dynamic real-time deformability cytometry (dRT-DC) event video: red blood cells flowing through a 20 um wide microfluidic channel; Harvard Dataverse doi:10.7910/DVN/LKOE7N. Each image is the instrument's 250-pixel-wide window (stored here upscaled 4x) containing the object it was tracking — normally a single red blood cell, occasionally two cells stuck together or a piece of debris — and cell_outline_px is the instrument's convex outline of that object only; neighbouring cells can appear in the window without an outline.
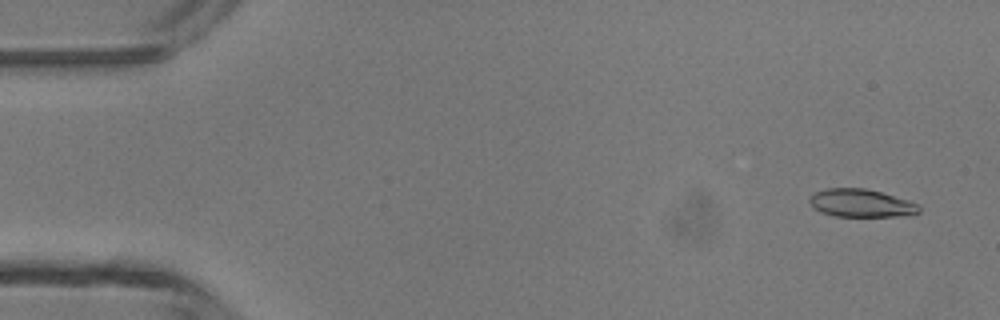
{"species": "common noctule bat (a hibernating species)", "species_latin": "Nyctalus noctula", "temperature_condition": "room temperature", "stored_images_in_passage": 47, "camera_frame_rate_fps": 3000, "um_per_image_px": 0.085, "animal": {"sex": "male", "body_mass_g": 13.3}, "frame": {"image": 1, "passage_image": 3, "time_ms": 0.667, "image_size_px": [1000, 320], "cell_outline_px": [[920, 212], [896, 216], [836, 216], [820, 212], [812, 208], [808, 200], [816, 192], [828, 188], [864, 188], [880, 192], [908, 200], [920, 204]], "centroid_in_image_um": [73.17, 17.27], "position_along_channel_um": 11.8, "area_um2": 17.69}}
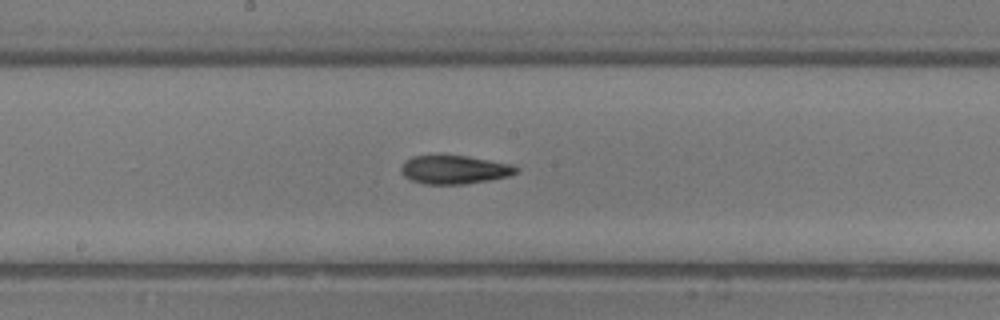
{"frame": {"image": 2, "passage_image": 25, "time_ms": 8.0, "image_size_px": [1000, 320], "cell_outline_px": [[520, 168], [516, 172], [508, 176], [488, 180], [464, 184], [424, 184], [412, 180], [404, 176], [400, 172], [400, 168], [412, 156], [440, 152], [468, 156], [512, 164]], "centroid_in_image_um": [38.59, 14.37], "position_along_channel_um": 209.6, "area_um2": 19.71}}
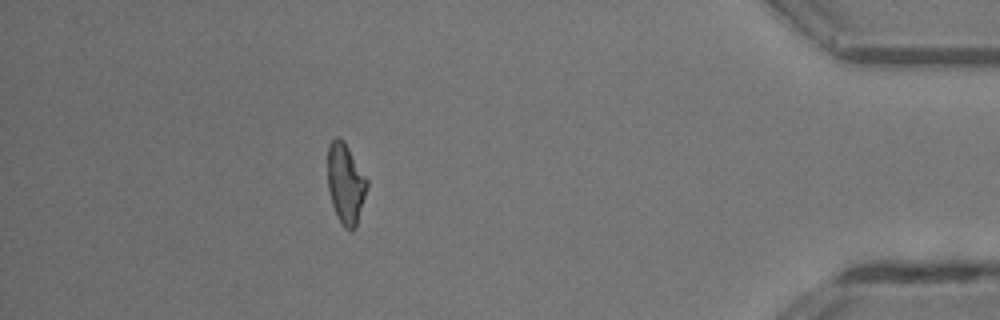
{"frame": {"image": 3, "passage_image": 42, "time_ms": 13.667, "image_size_px": [1000, 320], "cell_outline_px": [[368, 184], [356, 228], [352, 232], [344, 228], [336, 216], [332, 204], [328, 188], [328, 144], [336, 136], [340, 136], [344, 140], [368, 180]], "centroid_in_image_um": [29.37, 15.61], "position_along_channel_um": 405.8, "area_um2": 18.61}, "authors_computed_cell_mechanics": {"area_um2": 18.8428, "velocity_mm_per_s": 4.3927, "shape_relaxation_time_tau1_ms": 3.705, "shape_relaxation_time_tau2_ms": 3.0968, "deformation_change_tau1": 0.1589, "deformation_change_tau2": 0.1207}}